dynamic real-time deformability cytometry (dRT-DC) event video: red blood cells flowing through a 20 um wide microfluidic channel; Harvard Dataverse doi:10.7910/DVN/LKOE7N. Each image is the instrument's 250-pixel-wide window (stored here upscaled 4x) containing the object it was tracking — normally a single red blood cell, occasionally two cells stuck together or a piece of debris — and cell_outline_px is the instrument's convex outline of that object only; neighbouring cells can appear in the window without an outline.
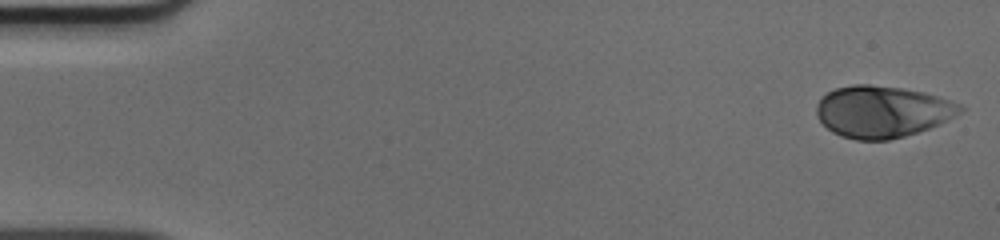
{"species": "human", "species_latin": "Homo sapiens", "temperature_condition": "cold", "stored_images_in_passage": 50, "camera_frame_rate_fps": 3000, "um_per_image_px": 0.085, "donor": {"sex": "male"}, "frame": {"image": 1, "passage_image": 1, "time_ms": 0.0, "image_size_px": [1000, 240], "cell_outline_px": [[964, 108], [960, 112], [948, 120], [940, 124], [904, 136], [888, 140], [856, 140], [840, 136], [832, 132], [820, 120], [816, 112], [816, 104], [820, 96], [836, 88], [852, 84], [868, 84], [904, 88], [924, 92], [960, 104]], "centroid_in_image_um": [74.96, 9.48], "position_along_channel_um": 10.0, "area_um2": 43.29}}
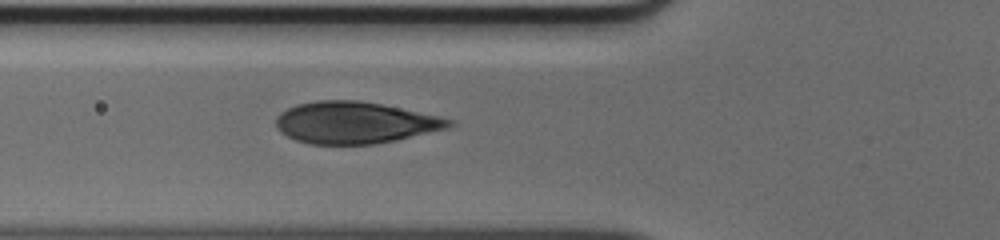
{"frame": {"image": 2, "passage_image": 18, "time_ms": 5.667, "image_size_px": [1000, 240], "cell_outline_px": [[456, 124], [448, 128], [396, 140], [376, 144], [308, 144], [296, 140], [280, 132], [276, 128], [276, 116], [280, 112], [296, 104], [316, 100], [360, 100], [440, 116], [456, 120]], "centroid_in_image_um": [30.17, 10.42], "position_along_channel_um": 95.6, "area_um2": 42.31}}
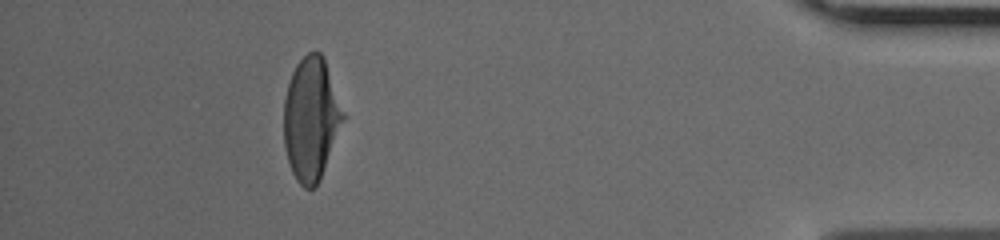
{"frame": {"image": 3, "passage_image": 45, "time_ms": 14.667, "image_size_px": [1000, 240], "cell_outline_px": [[344, 120], [320, 180], [316, 188], [304, 188], [296, 180], [292, 172], [288, 160], [284, 144], [284, 100], [288, 84], [292, 72], [296, 64], [308, 52], [320, 52], [324, 56], [344, 112]], "centroid_in_image_um": [26.44, 10.11], "position_along_channel_um": 408.8, "area_um2": 42.43}}